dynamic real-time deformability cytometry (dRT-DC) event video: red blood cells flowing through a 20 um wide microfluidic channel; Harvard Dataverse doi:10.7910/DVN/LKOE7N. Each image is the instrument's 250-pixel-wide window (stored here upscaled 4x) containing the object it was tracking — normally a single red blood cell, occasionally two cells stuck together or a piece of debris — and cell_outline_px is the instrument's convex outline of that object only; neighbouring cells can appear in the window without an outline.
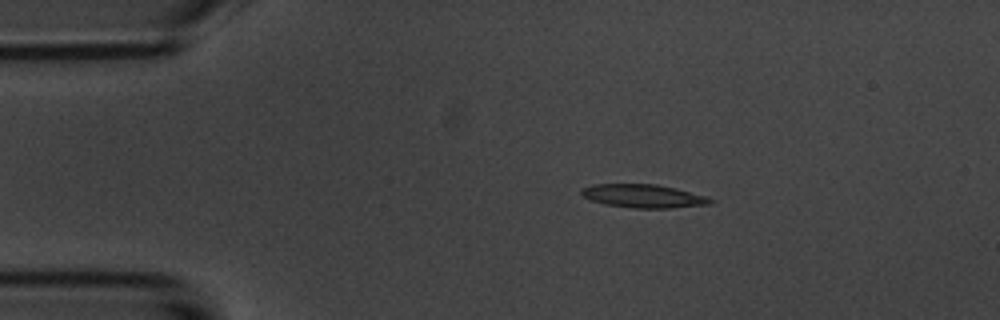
{"species": "common noctule bat (a hibernating species)", "species_latin": "Nyctalus noctula", "temperature_condition": "room temperature", "stored_images_in_passage": 5, "camera_frame_rate_fps": 3000, "um_per_image_px": 0.085, "animal": {"sex": "male", "body_mass_g": 20.1, "forearm_length_mm": 53.5}, "frame": {"image": 1, "passage_image": 3, "time_ms": 2.333, "image_size_px": [1000, 320], "cell_outline_px": [[716, 200], [708, 204], [672, 208], [632, 208], [604, 204], [592, 200], [584, 196], [580, 192], [580, 188], [592, 184], [656, 184], [676, 188], [708, 196]], "centroid_in_image_um": [54.7, 16.66], "position_along_channel_um": 30.3, "area_um2": 17.69}}
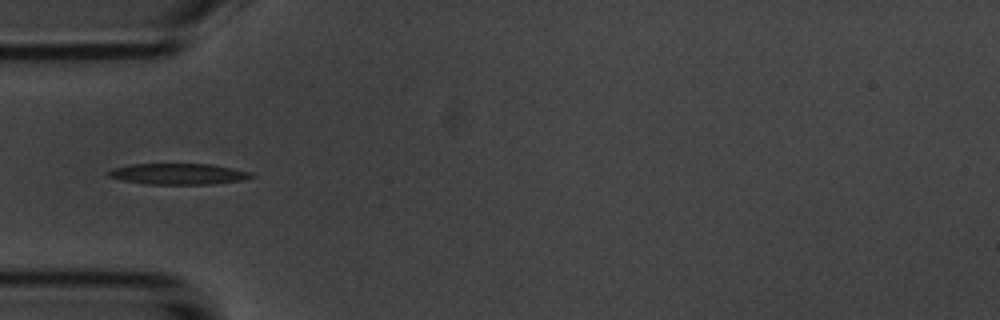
{"frame": {"image": 2, "passage_image": 5, "time_ms": 4.667, "image_size_px": [1000, 320], "cell_outline_px": [[252, 176], [244, 180], [212, 184], [148, 184], [124, 180], [108, 176], [104, 172], [112, 168], [128, 164], [212, 164], [252, 172]], "centroid_in_image_um": [15.12, 14.78], "position_along_channel_um": 69.9, "area_um2": 17.51}}